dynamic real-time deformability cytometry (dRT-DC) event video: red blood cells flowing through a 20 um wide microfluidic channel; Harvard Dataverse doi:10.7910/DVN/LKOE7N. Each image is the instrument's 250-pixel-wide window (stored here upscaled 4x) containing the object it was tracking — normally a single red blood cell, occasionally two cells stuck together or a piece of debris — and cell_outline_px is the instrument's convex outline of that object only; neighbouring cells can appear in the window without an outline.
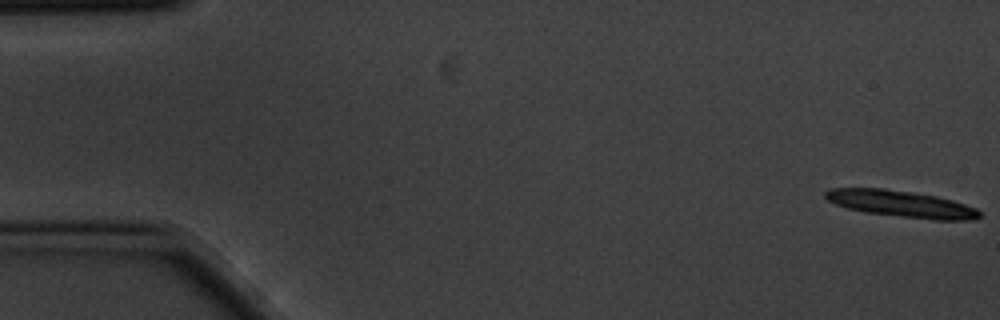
{"species": "common noctule bat (a hibernating species)", "species_latin": "Nyctalus noctula", "temperature_condition": "cold", "stored_images_in_passage": 7, "segment_of_instrument_passage": [1, 2], "camera_frame_rate_fps": 3000, "um_per_image_px": 0.085, "animal": {"sex": "male", "body_mass_g": 20.1, "forearm_length_mm": 53.5}, "frame": {"image": 1, "passage_image": 1, "time_ms": 0.0, "image_size_px": [1000, 320], "cell_outline_px": [[980, 216], [976, 220], [932, 220], [864, 212], [848, 208], [836, 204], [828, 200], [824, 196], [824, 192], [828, 188], [884, 188], [912, 192], [936, 196], [952, 200], [976, 208], [980, 212]], "centroid_in_image_um": [76.6, 17.33], "position_along_channel_um": 8.4, "area_um2": 23.93}}